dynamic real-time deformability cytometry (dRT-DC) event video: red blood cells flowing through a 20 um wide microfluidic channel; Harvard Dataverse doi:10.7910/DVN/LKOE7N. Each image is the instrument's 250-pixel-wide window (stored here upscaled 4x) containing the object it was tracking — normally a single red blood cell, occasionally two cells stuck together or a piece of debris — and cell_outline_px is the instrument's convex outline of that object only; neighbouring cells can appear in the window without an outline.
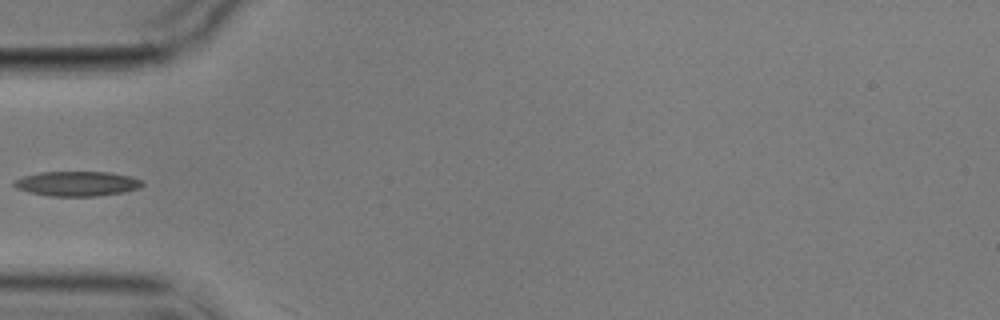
{"species": "common noctule bat (a hibernating species)", "species_latin": "Nyctalus noctula", "temperature_condition": "cold", "stored_images_in_passage": 4, "camera_frame_rate_fps": 3000, "um_per_image_px": 0.085, "animal": {"sex": "male", "body_mass_g": 17.9}, "frame": {"image": 1, "passage_image": 3, "time_ms": 2.333, "image_size_px": [1000, 320], "cell_outline_px": [[144, 184], [140, 188], [120, 192], [96, 196], [52, 196], [28, 192], [16, 188], [12, 184], [12, 180], [24, 176], [40, 172], [108, 172], [132, 176], [140, 180]], "centroid_in_image_um": [6.51, 15.6], "position_along_channel_um": 78.5, "area_um2": 18.5}}
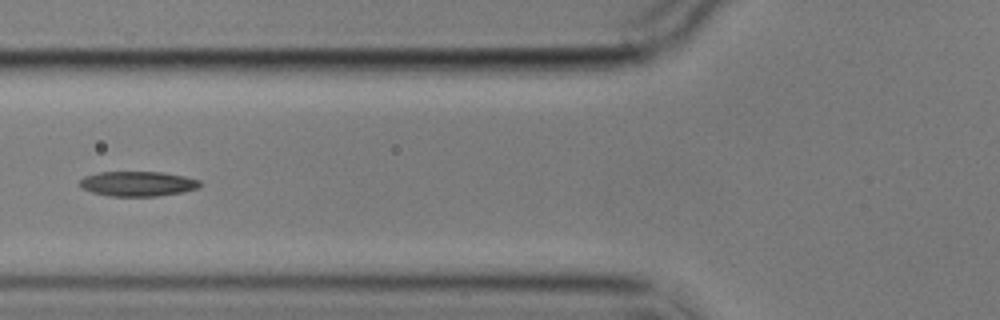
{"frame": {"image": 2, "passage_image": 4, "time_ms": 3.333, "image_size_px": [1000, 320], "cell_outline_px": [[200, 188], [184, 192], [156, 196], [108, 196], [92, 192], [80, 188], [80, 180], [84, 176], [100, 172], [164, 172], [184, 176], [200, 180]], "centroid_in_image_um": [11.72, 15.62], "position_along_channel_um": 114.1, "area_um2": 17.57}}